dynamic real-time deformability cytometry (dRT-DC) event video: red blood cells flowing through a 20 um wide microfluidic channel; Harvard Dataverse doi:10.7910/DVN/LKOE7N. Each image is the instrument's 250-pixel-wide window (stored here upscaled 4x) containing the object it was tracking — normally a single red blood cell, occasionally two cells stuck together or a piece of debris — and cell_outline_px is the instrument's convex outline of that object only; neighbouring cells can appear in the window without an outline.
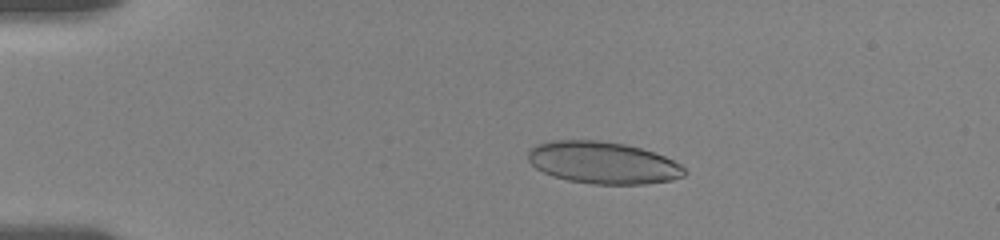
{"species": "human", "species_latin": "Homo sapiens", "temperature_condition": "room temperature", "stored_images_in_passage": 56, "camera_frame_rate_fps": 3000, "um_per_image_px": 0.085, "donor": {"sex": "female"}, "frame": {"image": 1, "passage_image": 12, "time_ms": 3.667, "image_size_px": [1000, 240], "cell_outline_px": [[688, 172], [684, 176], [672, 180], [644, 184], [592, 184], [568, 180], [552, 176], [536, 168], [528, 160], [528, 148], [536, 144], [552, 140], [600, 140], [624, 144], [640, 148], [664, 156], [680, 164]], "centroid_in_image_um": [51.23, 13.83], "position_along_channel_um": 33.8, "area_um2": 38.44}}
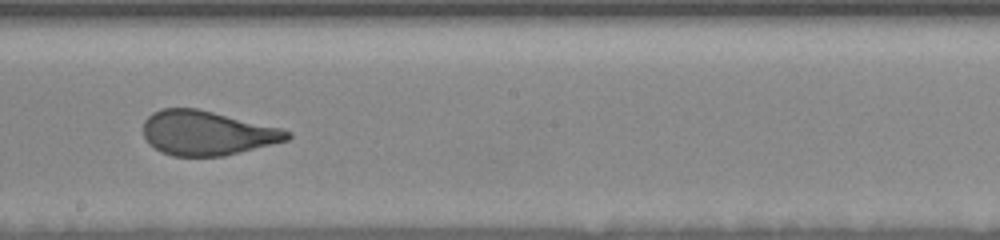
{"frame": {"image": 2, "passage_image": 33, "time_ms": 10.667, "image_size_px": [1000, 240], "cell_outline_px": [[292, 136], [288, 140], [224, 156], [172, 156], [160, 152], [148, 144], [144, 136], [144, 120], [152, 112], [160, 108], [196, 108], [280, 128], [292, 132]], "centroid_in_image_um": [17.56, 11.31], "position_along_channel_um": 230.6, "area_um2": 37.22}}
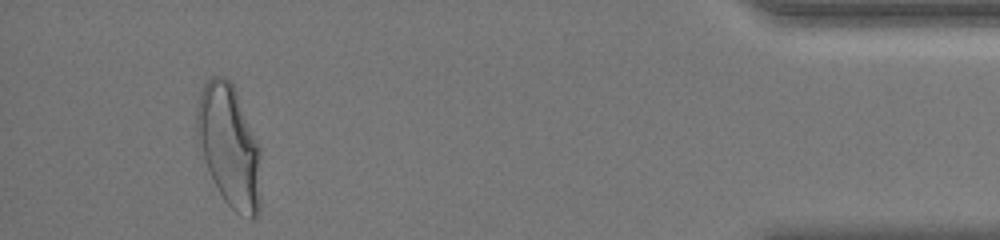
{"frame": {"image": 3, "passage_image": 53, "time_ms": 17.333, "image_size_px": [1000, 240], "cell_outline_px": [[260, 212], [252, 220], [248, 220], [236, 212], [224, 200], [208, 168], [196, 136], [196, 108], [200, 92], [204, 84], [212, 76], [224, 76], [232, 84], [236, 92], [260, 148]], "centroid_in_image_um": [19.49, 12.43], "position_along_channel_um": 415.7, "area_um2": 45.26}, "authors_computed_cell_mechanics": {"area_um2": 38.6104, "velocity_mm_per_s": 3.6086, "shape_relaxation_time_tau1_ms": 5.4114, "shape_relaxation_time_tau2_ms": null, "deformation_change_tau1": 0.1728, "deformation_change_tau2": null}}